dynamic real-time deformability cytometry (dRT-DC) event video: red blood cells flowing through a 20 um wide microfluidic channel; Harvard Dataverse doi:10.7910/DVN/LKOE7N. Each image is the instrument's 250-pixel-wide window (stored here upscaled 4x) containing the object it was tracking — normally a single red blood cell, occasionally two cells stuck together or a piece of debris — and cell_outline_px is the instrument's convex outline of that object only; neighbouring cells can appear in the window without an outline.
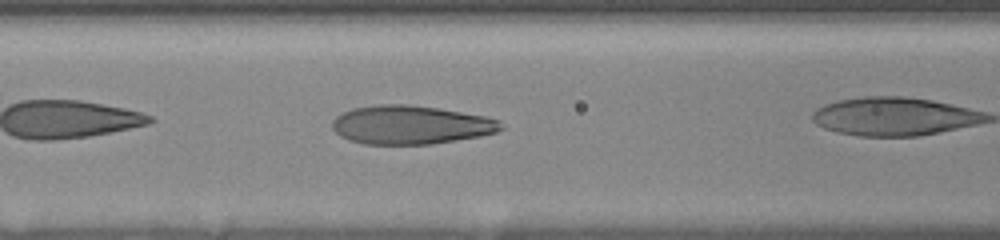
{"species": "human", "species_latin": "Homo sapiens", "temperature_condition": "room temperature", "stored_images_in_passage": 13, "camera_frame_rate_fps": 3000, "um_per_image_px": 0.085, "donor": {"sex": "female"}, "frame": {"image": 1, "passage_image": 6, "time_ms": 2.0, "image_size_px": [1000, 240], "cell_outline_px": [[504, 128], [496, 132], [480, 136], [432, 144], [364, 144], [348, 140], [340, 136], [332, 128], [332, 120], [336, 116], [352, 108], [376, 104], [408, 104], [436, 108], [484, 116], [500, 120]], "centroid_in_image_um": [34.88, 10.61], "position_along_channel_um": 131.7, "area_um2": 38.03}}